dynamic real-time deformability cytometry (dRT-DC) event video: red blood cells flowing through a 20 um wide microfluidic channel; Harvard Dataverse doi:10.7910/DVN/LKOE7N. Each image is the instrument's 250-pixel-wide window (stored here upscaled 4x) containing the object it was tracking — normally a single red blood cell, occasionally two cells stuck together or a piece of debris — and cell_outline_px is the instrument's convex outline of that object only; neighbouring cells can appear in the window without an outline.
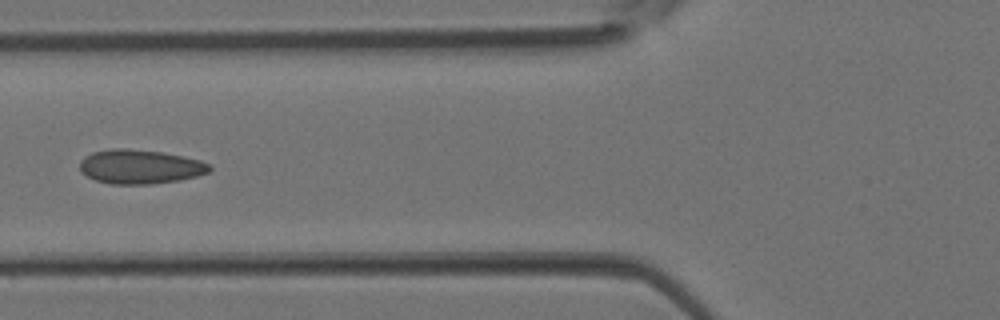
{"species": "Egyptian fruit bat (a non-hibernating species)", "species_latin": "Rousettus aegyptiacus", "temperature_condition": "room temperature", "stored_images_in_passage": 3, "camera_frame_rate_fps": 3000, "um_per_image_px": 0.085, "animal": {"sex": "female"}, "frame": {"image": 1, "passage_image": 3, "time_ms": 0.667, "image_size_px": [1000, 320], "cell_outline_px": [[212, 168], [208, 172], [196, 176], [180, 180], [148, 184], [112, 184], [96, 180], [80, 172], [80, 160], [84, 156], [92, 152], [112, 148], [128, 148], [160, 152], [200, 160], [212, 164]], "centroid_in_image_um": [11.89, 14.16], "position_along_channel_um": 113.9, "area_um2": 25.84}}